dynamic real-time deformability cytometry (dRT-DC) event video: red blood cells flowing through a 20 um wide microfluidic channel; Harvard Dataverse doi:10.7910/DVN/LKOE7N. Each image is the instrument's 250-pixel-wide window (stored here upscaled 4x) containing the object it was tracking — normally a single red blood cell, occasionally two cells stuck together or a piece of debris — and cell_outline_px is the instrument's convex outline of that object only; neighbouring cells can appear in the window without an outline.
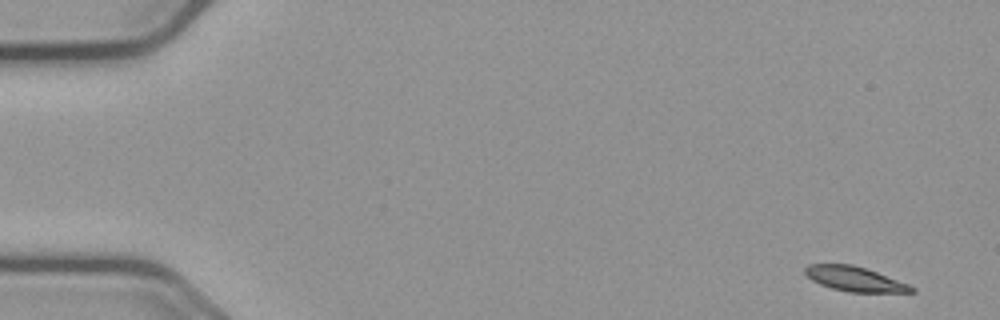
{"species": "common noctule bat (a hibernating species)", "species_latin": "Nyctalus noctula", "temperature_condition": "cold", "stored_images_in_passage": 14, "camera_frame_rate_fps": 3000, "um_per_image_px": 0.085, "animal": {"sex": "male", "body_mass_g": 23.1, "forearm_length_mm": 52.7}, "frame": {"image": 1, "passage_image": 1, "time_ms": 0.0, "image_size_px": [1000, 320], "cell_outline_px": [[916, 292], [848, 292], [832, 288], [820, 284], [812, 280], [804, 272], [804, 268], [808, 264], [852, 264], [876, 272], [908, 284], [916, 288]], "centroid_in_image_um": [72.64, 23.71], "position_along_channel_um": 12.4, "area_um2": 15.14}}
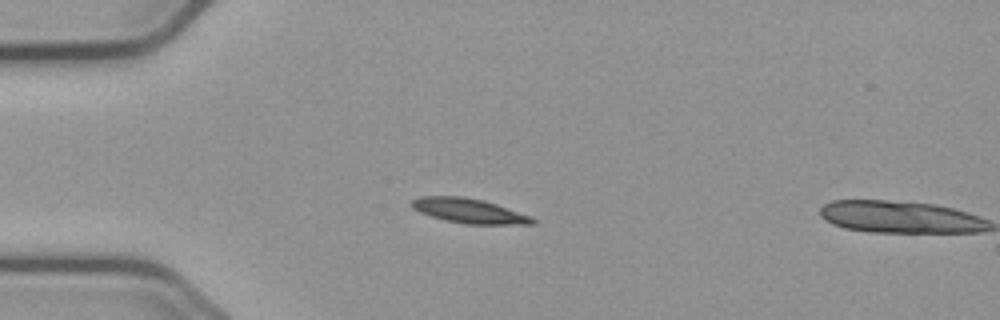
{"frame": {"image": 2, "passage_image": 13, "time_ms": 4.0, "image_size_px": [1000, 320], "cell_outline_px": [[536, 224], [464, 224], [444, 220], [420, 212], [412, 208], [408, 204], [412, 200], [420, 196], [464, 196], [484, 200], [532, 216], [536, 220]], "centroid_in_image_um": [39.86, 17.91], "position_along_channel_um": 45.1, "area_um2": 17.51}}